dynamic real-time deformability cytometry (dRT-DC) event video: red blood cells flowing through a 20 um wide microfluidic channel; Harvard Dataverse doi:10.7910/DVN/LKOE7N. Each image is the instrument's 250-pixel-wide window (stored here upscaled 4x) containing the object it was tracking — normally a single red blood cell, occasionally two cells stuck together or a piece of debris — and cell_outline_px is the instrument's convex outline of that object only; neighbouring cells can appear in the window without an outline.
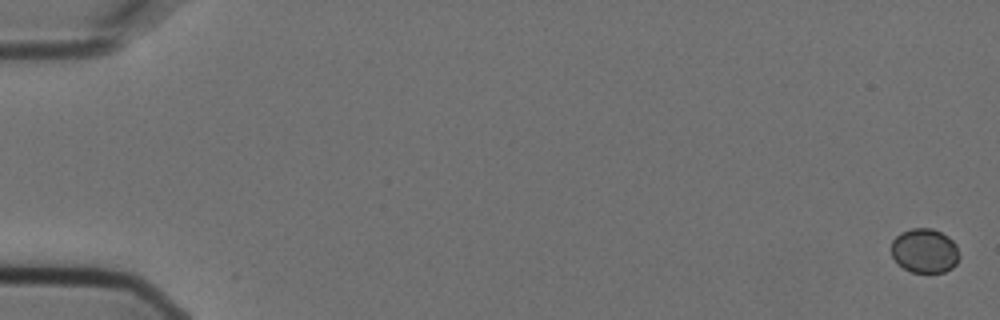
{"species": "Egyptian fruit bat (a non-hibernating species)", "species_latin": "Rousettus aegyptiacus", "temperature_condition": "cold", "stored_images_in_passage": 3, "camera_frame_rate_fps": 3000, "um_per_image_px": 0.085, "animal": {"sex": "female"}, "frame": {"image": 1, "passage_image": 1, "time_ms": 0.0, "image_size_px": [1000, 320], "cell_outline_px": [[960, 256], [956, 264], [952, 268], [944, 272], [912, 272], [904, 268], [892, 256], [892, 240], [900, 232], [912, 228], [932, 228], [948, 236], [956, 244]], "centroid_in_image_um": [78.61, 21.3], "position_along_channel_um": 6.4, "area_um2": 17.57}}